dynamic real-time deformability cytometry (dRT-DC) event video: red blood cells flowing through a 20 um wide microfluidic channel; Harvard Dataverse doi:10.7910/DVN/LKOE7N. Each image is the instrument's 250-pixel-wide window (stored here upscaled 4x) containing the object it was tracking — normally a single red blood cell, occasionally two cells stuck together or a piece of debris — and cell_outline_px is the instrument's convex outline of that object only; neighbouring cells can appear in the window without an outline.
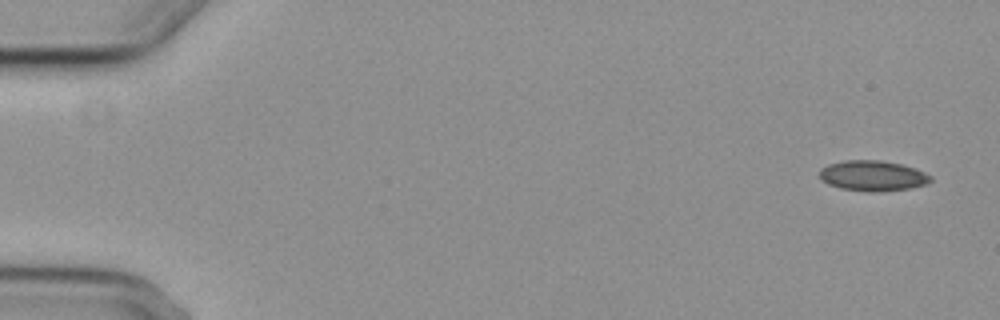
{"species": "common noctule bat (a hibernating species)", "species_latin": "Nyctalus noctula", "temperature_condition": "cold", "stored_images_in_passage": 3, "camera_frame_rate_fps": 3000, "um_per_image_px": 0.085, "animal": {"sex": "female", "body_mass_g": 29.2, "forearm_length_mm": 56.3}, "frame": {"image": 1, "passage_image": 1, "time_ms": 0.0, "image_size_px": [1000, 320], "cell_outline_px": [[932, 180], [924, 184], [908, 188], [880, 192], [868, 192], [840, 188], [828, 184], [820, 180], [820, 168], [828, 164], [844, 160], [880, 160], [900, 164], [916, 168], [932, 176]], "centroid_in_image_um": [74.15, 14.94], "position_along_channel_um": 10.9, "area_um2": 19.77}}